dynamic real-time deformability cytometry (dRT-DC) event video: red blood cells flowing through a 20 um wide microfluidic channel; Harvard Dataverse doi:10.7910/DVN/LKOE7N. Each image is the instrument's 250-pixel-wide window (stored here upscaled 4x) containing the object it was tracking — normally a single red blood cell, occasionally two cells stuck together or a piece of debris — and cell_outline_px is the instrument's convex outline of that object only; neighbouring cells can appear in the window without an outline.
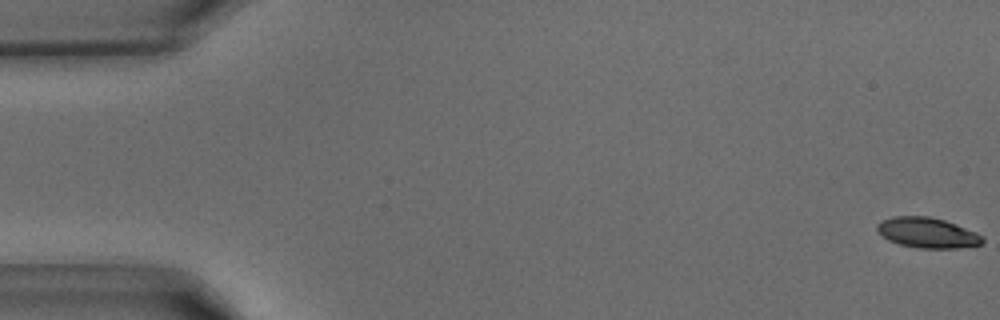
{"species": "common noctule bat (a hibernating species)", "species_latin": "Nyctalus noctula", "temperature_condition": "warm", "stored_images_in_passage": 41, "camera_frame_rate_fps": 3000, "um_per_image_px": 0.085, "animal": {"sex": "male", "body_mass_g": 15.6}, "frame": {"image": 1, "passage_image": 1, "time_ms": 0.0, "image_size_px": [1000, 320], "cell_outline_px": [[984, 240], [980, 244], [956, 248], [920, 248], [900, 244], [888, 240], [876, 228], [876, 224], [892, 216], [928, 216], [944, 220], [956, 224], [976, 232], [984, 236]], "centroid_in_image_um": [78.84, 19.77], "position_along_channel_um": 6.2, "area_um2": 18.44}}
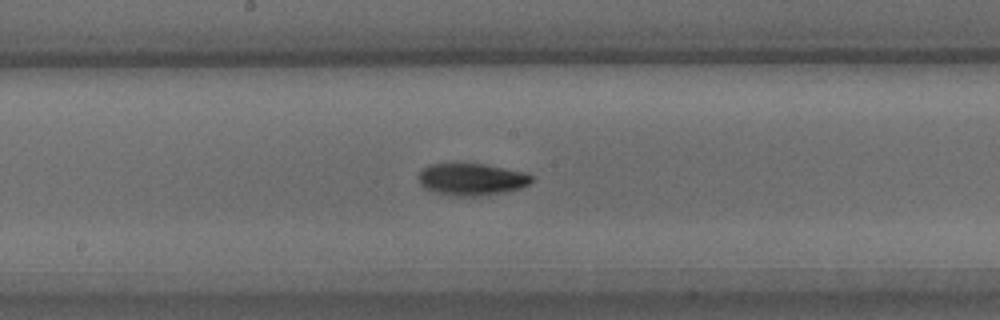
{"frame": {"image": 2, "passage_image": 22, "time_ms": 7.0, "image_size_px": [1000, 320], "cell_outline_px": [[532, 180], [528, 184], [520, 188], [504, 192], [480, 196], [452, 196], [436, 192], [424, 188], [420, 184], [416, 176], [428, 164], [484, 164], [524, 172], [532, 176]], "centroid_in_image_um": [40.05, 15.25], "position_along_channel_um": 208.2, "area_um2": 21.04}}
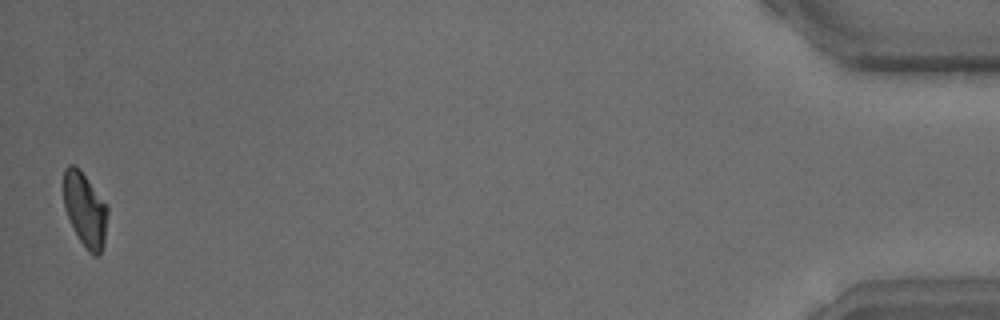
{"frame": {"image": 3, "passage_image": 41, "time_ms": 13.333, "image_size_px": [1000, 320], "cell_outline_px": [[108, 212], [104, 244], [100, 256], [92, 256], [88, 252], [80, 240], [64, 208], [64, 168], [68, 164], [72, 164], [80, 168], [108, 208]], "centroid_in_image_um": [7.23, 17.83], "position_along_channel_um": 428.0, "area_um2": 18.9}}